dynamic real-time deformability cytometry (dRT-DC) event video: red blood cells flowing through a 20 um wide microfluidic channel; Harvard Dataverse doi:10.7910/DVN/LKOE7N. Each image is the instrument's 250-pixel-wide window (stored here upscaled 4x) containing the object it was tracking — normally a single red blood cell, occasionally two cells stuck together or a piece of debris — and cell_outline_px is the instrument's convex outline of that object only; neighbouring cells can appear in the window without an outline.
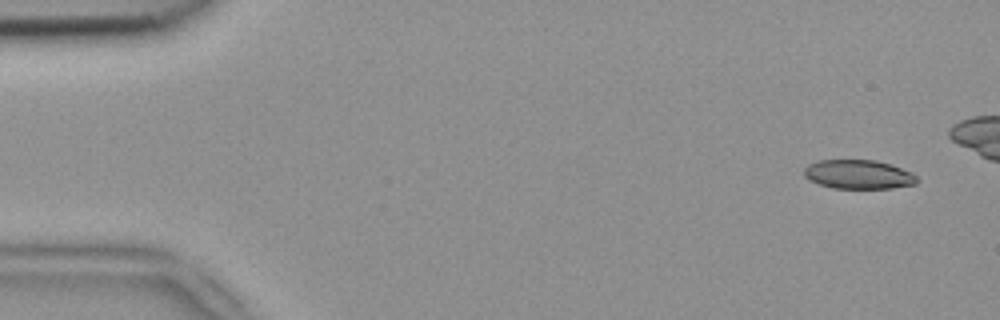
{"species": "common noctule bat (a hibernating species)", "species_latin": "Nyctalus noctula", "temperature_condition": "room temperature", "stored_images_in_passage": 7, "camera_frame_rate_fps": 3000, "um_per_image_px": 0.085, "animal": {"sex": "female", "body_mass_g": 18.4}, "frame": {"image": 1, "passage_image": 1, "time_ms": 0.0, "image_size_px": [1000, 320], "cell_outline_px": [[916, 184], [892, 188], [832, 188], [808, 180], [804, 176], [804, 168], [808, 164], [820, 160], [876, 160], [892, 164], [912, 172], [916, 176]], "centroid_in_image_um": [72.96, 14.82], "position_along_channel_um": 12.0, "area_um2": 19.19}}